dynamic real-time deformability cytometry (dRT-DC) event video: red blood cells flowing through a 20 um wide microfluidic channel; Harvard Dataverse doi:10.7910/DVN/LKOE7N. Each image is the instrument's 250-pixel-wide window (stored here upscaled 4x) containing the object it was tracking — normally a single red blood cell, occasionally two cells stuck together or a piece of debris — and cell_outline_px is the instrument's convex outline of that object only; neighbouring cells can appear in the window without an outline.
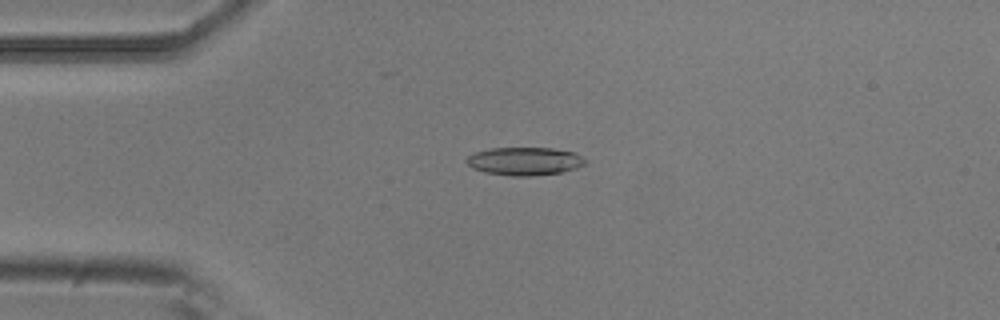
{"species": "common noctule bat (a hibernating species)", "species_latin": "Nyctalus noctula", "temperature_condition": "room temperature", "stored_images_in_passage": 2, "camera_frame_rate_fps": 3000, "um_per_image_px": 0.085, "animal": {"sex": "male", "body_mass_g": 20.5, "forearm_length_mm": 52.5}, "frame": {"image": 1, "passage_image": 2, "time_ms": 0.333, "image_size_px": [1000, 320], "cell_outline_px": [[584, 164], [576, 168], [560, 172], [532, 176], [512, 176], [484, 172], [472, 168], [464, 160], [468, 156], [476, 152], [488, 148], [552, 148], [576, 152], [584, 160]], "centroid_in_image_um": [44.55, 13.7], "position_along_channel_um": 40.4, "area_um2": 19.36}}